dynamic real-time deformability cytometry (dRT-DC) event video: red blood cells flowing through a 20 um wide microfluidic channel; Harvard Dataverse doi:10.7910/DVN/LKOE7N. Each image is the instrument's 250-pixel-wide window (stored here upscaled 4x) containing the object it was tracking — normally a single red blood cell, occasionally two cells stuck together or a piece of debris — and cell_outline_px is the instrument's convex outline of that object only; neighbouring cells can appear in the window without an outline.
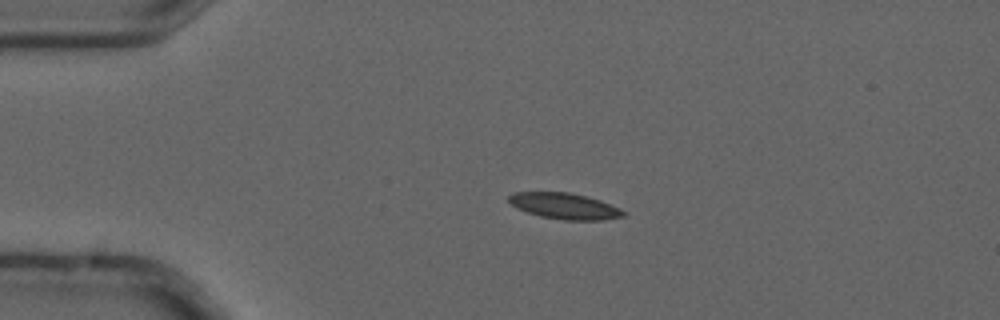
{"species": "common noctule bat (a hibernating species)", "species_latin": "Nyctalus noctula", "temperature_condition": "cold", "stored_images_in_passage": 5, "camera_frame_rate_fps": 3000, "um_per_image_px": 0.085, "animal": {"sex": "male", "forearm_length_mm": 52.5}, "frame": {"image": 1, "passage_image": 4, "time_ms": 1.0, "image_size_px": [1000, 320], "cell_outline_px": [[628, 212], [624, 216], [604, 220], [564, 220], [540, 216], [516, 208], [508, 200], [508, 196], [516, 192], [568, 192], [588, 196], [600, 200], [620, 208]], "centroid_in_image_um": [48.03, 17.51], "position_along_channel_um": 37.0, "area_um2": 17.46}}